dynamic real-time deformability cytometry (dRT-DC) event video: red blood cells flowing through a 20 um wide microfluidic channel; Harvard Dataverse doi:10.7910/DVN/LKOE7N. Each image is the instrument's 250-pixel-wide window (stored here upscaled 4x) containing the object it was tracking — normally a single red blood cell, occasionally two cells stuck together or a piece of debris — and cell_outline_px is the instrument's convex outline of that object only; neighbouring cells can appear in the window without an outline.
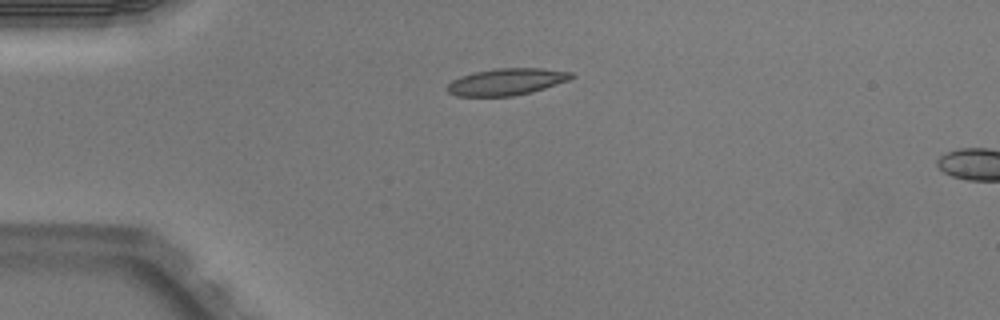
{"species": "Egyptian fruit bat (a non-hibernating species)", "species_latin": "Rousettus aegyptiacus", "temperature_condition": "warm", "stored_images_in_passage": 2, "camera_frame_rate_fps": 3000, "um_per_image_px": 0.085, "animal": {"sex": "male"}, "frame": {"image": 1, "passage_image": 1, "time_ms": 0.0, "image_size_px": [1000, 320], "cell_outline_px": [[576, 76], [568, 80], [532, 92], [512, 96], [456, 96], [448, 92], [444, 88], [452, 80], [460, 76], [476, 72], [496, 68], [540, 68], [572, 72]], "centroid_in_image_um": [43.03, 6.95], "position_along_channel_um": 42.0, "area_um2": 19.36}}